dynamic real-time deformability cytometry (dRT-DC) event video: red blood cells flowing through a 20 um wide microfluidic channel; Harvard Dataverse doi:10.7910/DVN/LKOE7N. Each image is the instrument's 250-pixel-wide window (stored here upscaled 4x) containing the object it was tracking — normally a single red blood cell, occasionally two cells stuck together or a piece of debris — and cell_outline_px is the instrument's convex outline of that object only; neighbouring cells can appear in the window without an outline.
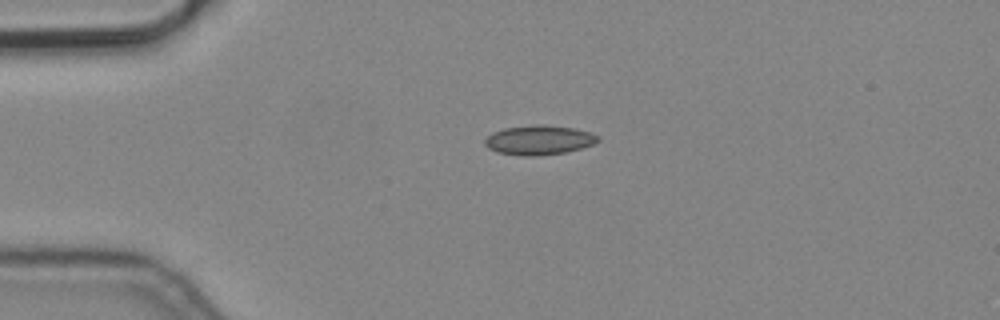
{"species": "common noctule bat (a hibernating species)", "species_latin": "Nyctalus noctula", "temperature_condition": "cold", "stored_images_in_passage": 2, "camera_frame_rate_fps": 3000, "um_per_image_px": 0.085, "animal": {"sex": "male", "body_mass_g": 19.2, "forearm_length_mm": 51.8}, "frame": {"image": 1, "passage_image": 1, "time_ms": 0.0, "image_size_px": [1000, 320], "cell_outline_px": [[600, 140], [592, 144], [580, 148], [564, 152], [536, 156], [520, 156], [496, 152], [488, 148], [484, 144], [484, 140], [492, 132], [504, 128], [536, 124], [572, 128], [588, 132], [600, 136]], "centroid_in_image_um": [45.76, 11.91], "position_along_channel_um": 39.2, "area_um2": 19.31}}